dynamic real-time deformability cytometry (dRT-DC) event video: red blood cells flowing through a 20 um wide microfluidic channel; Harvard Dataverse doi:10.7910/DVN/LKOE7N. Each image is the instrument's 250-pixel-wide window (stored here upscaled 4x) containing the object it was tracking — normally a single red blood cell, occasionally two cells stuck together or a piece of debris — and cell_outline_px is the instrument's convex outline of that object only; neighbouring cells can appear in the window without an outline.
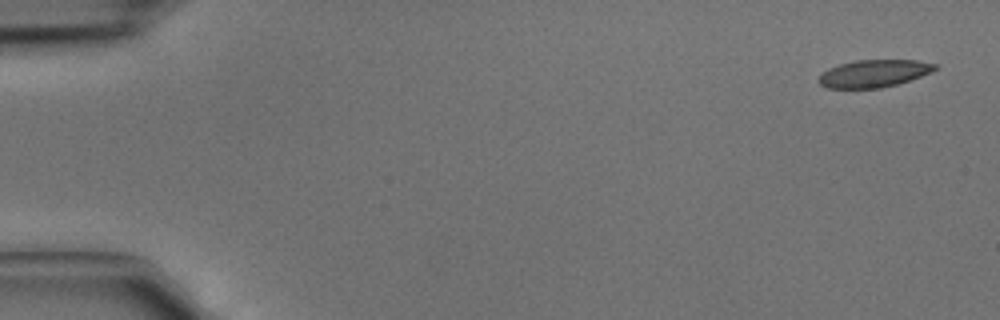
{"species": "common noctule bat (a hibernating species)", "species_latin": "Nyctalus noctula", "temperature_condition": "cold", "stored_images_in_passage": 3, "camera_frame_rate_fps": 3000, "um_per_image_px": 0.085, "animal": {"sex": "male", "body_mass_g": 15.6}, "frame": {"image": 1, "passage_image": 1, "time_ms": 0.0, "image_size_px": [1000, 320], "cell_outline_px": [[936, 68], [932, 72], [896, 84], [880, 88], [828, 88], [820, 84], [816, 80], [828, 68], [840, 64], [856, 60], [916, 60], [936, 64]], "centroid_in_image_um": [74.25, 6.24], "position_along_channel_um": 10.7, "area_um2": 18.38}}
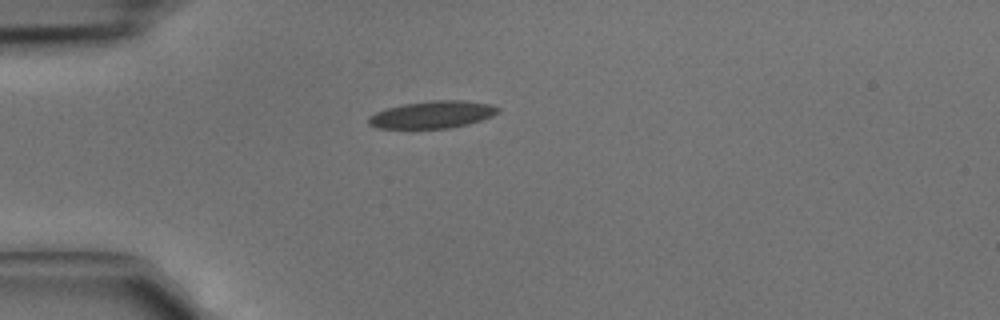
{"frame": {"image": 2, "passage_image": 3, "time_ms": 0.667, "image_size_px": [1000, 320], "cell_outline_px": [[500, 112], [492, 116], [468, 124], [448, 128], [376, 128], [368, 124], [368, 116], [376, 112], [388, 108], [404, 104], [432, 100], [464, 100], [492, 104], [500, 108]], "centroid_in_image_um": [36.78, 9.73], "position_along_channel_um": 48.2, "area_um2": 20.58}}